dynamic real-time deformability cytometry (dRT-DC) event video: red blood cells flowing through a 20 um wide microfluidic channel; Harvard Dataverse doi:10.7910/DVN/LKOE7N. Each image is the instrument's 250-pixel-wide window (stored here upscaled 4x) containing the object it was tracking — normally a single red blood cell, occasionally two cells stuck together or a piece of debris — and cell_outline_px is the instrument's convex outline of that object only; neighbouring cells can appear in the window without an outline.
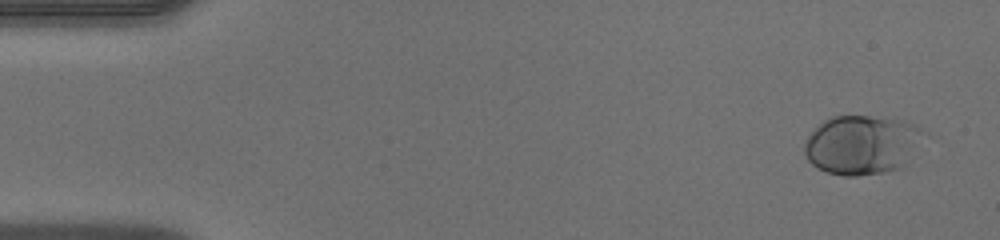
{"species": "human", "species_latin": "Homo sapiens", "temperature_condition": "warm", "stored_images_in_passage": 46, "camera_frame_rate_fps": 3000, "um_per_image_px": 0.085, "donor": {"sex": "male"}, "frame": {"image": 1, "passage_image": 1, "time_ms": 0.0, "image_size_px": [1000, 240], "cell_outline_px": [[928, 132], [900, 168], [884, 172], [856, 176], [844, 176], [828, 172], [812, 164], [808, 160], [804, 152], [804, 144], [808, 136], [824, 120], [832, 116], [868, 116], [904, 120], [916, 124]], "centroid_in_image_um": [73.28, 12.29], "position_along_channel_um": 11.7, "area_um2": 40.98}}
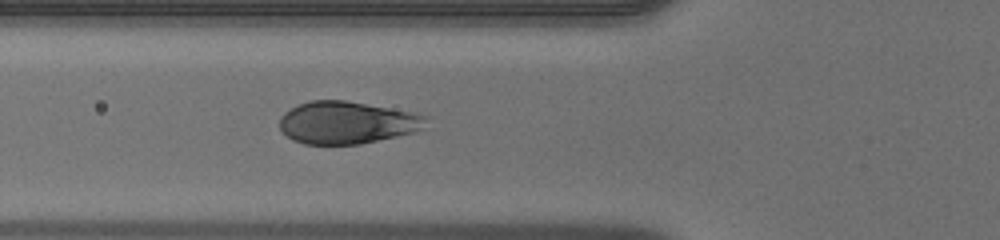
{"frame": {"image": 2, "passage_image": 16, "time_ms": 5.0, "image_size_px": [1000, 240], "cell_outline_px": [[432, 116], [416, 132], [360, 144], [304, 144], [292, 140], [280, 128], [280, 116], [284, 112], [308, 100], [344, 100], [412, 112]], "centroid_in_image_um": [29.5, 10.42], "position_along_channel_um": 96.3, "area_um2": 36.13}}
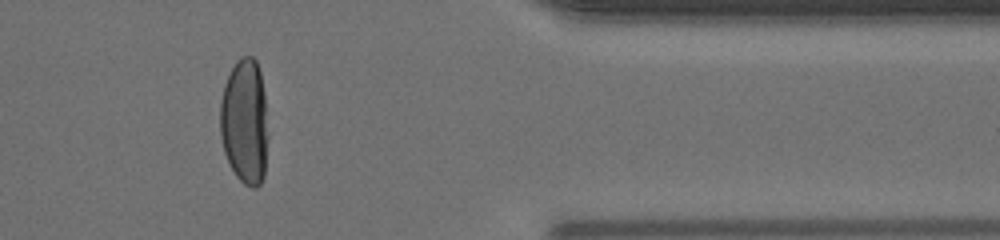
{"frame": {"image": 3, "passage_image": 38, "time_ms": 12.333, "image_size_px": [1000, 240], "cell_outline_px": [[264, 176], [260, 184], [256, 188], [252, 188], [244, 184], [236, 176], [224, 152], [220, 136], [220, 100], [224, 84], [236, 60], [240, 56], [252, 56], [256, 60], [260, 72], [264, 92]], "centroid_in_image_um": [20.74, 10.3], "position_along_channel_um": 390.7, "area_um2": 34.16}}